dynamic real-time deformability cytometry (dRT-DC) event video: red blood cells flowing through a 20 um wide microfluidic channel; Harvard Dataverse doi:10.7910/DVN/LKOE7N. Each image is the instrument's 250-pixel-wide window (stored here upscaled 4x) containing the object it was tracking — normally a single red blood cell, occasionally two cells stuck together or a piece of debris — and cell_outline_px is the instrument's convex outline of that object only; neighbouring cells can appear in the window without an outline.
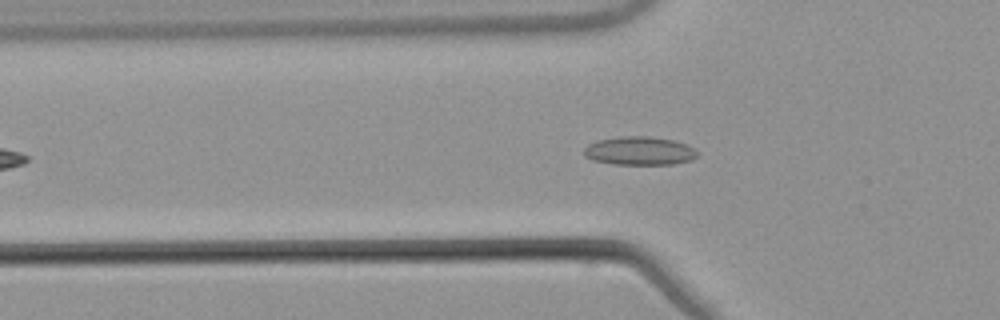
{"species": "common noctule bat (a hibernating species)", "species_latin": "Nyctalus noctula", "temperature_condition": "warm", "stored_images_in_passage": 44, "camera_frame_rate_fps": 3000, "um_per_image_px": 0.085, "animal": {"sex": "male", "body_mass_g": 21.5, "forearm_length_mm": 52.0}, "frame": {"image": 1, "passage_image": 12, "time_ms": 3.667, "image_size_px": [1000, 320], "cell_outline_px": [[696, 156], [692, 160], [672, 164], [612, 164], [592, 160], [584, 156], [584, 148], [588, 144], [596, 140], [620, 136], [648, 136], [672, 140], [688, 144], [696, 152]], "centroid_in_image_um": [54.31, 12.82], "position_along_channel_um": 71.5, "area_um2": 18.84}}
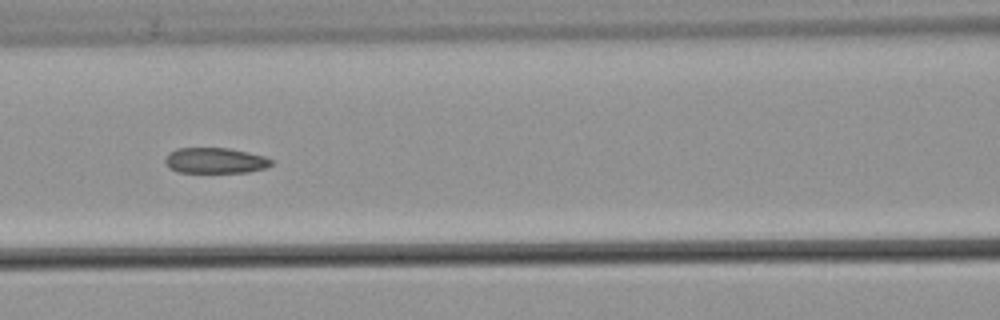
{"frame": {"image": 2, "passage_image": 18, "time_ms": 5.667, "image_size_px": [1000, 320], "cell_outline_px": [[272, 164], [264, 168], [248, 172], [176, 172], [168, 168], [164, 160], [168, 152], [176, 148], [228, 148], [248, 152], [264, 156], [272, 160]], "centroid_in_image_um": [18.24, 13.64], "position_along_channel_um": 148.4, "area_um2": 15.9}}
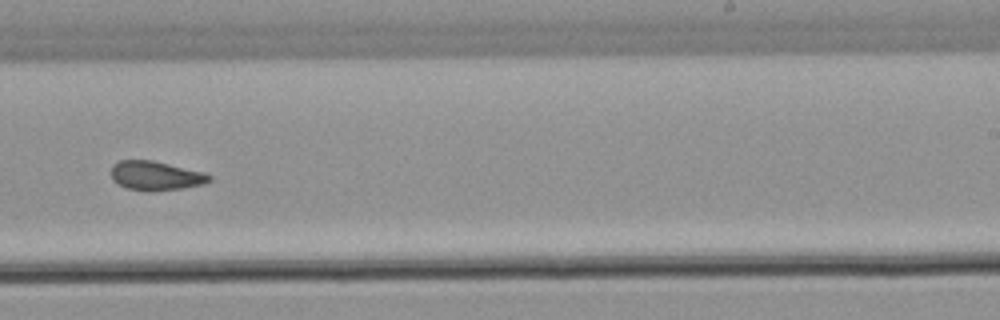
{"frame": {"image": 3, "passage_image": 28, "time_ms": 9.0, "image_size_px": [1000, 320], "cell_outline_px": [[212, 180], [204, 184], [184, 188], [152, 192], [148, 192], [128, 188], [112, 180], [112, 164], [120, 160], [152, 160], [204, 172], [212, 176]], "centroid_in_image_um": [13.26, 14.94], "position_along_channel_um": 275.7, "area_um2": 16.82}, "authors_computed_cell_mechanics": {"area_um2": 17.2533, "velocity_mm_per_s": 3.843, "shape_relaxation_time_tau1_ms": null, "shape_relaxation_time_tau2_ms": 3.2329, "deformation_change_tau1": null, "deformation_change_tau2": 0.0917}}